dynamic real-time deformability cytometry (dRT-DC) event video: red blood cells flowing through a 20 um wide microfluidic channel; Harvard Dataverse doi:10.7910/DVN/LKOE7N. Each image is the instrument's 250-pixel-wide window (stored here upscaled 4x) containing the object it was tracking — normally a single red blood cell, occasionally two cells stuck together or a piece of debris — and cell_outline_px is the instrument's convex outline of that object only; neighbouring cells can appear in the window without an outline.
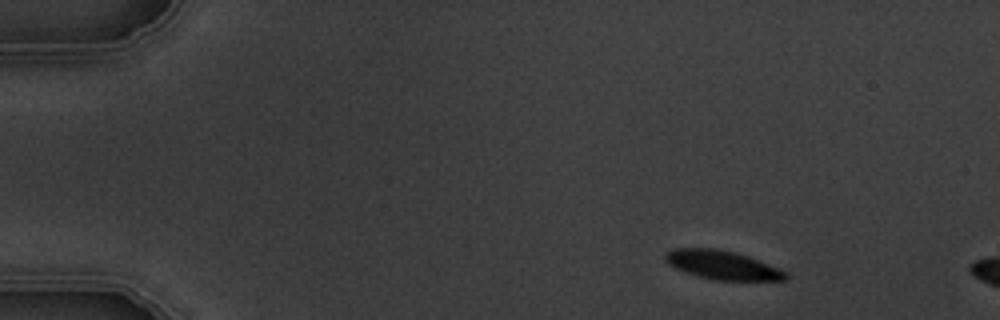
{"species": "common noctule bat (a hibernating species)", "species_latin": "Nyctalus noctula", "temperature_condition": "warm", "stored_images_in_passage": 3, "camera_frame_rate_fps": 3000, "um_per_image_px": 0.085, "animal": {"sex": "male", "body_mass_g": 19.5, "forearm_length_mm": 54.6}, "frame": {"image": 1, "passage_image": 1, "time_ms": 0.0, "image_size_px": [1000, 320], "cell_outline_px": [[788, 280], [712, 280], [696, 276], [684, 272], [668, 264], [664, 260], [664, 256], [668, 252], [676, 248], [716, 248], [736, 252], [748, 256], [780, 268], [788, 272]], "centroid_in_image_um": [61.42, 22.53], "position_along_channel_um": 23.6, "area_um2": 20.4}}